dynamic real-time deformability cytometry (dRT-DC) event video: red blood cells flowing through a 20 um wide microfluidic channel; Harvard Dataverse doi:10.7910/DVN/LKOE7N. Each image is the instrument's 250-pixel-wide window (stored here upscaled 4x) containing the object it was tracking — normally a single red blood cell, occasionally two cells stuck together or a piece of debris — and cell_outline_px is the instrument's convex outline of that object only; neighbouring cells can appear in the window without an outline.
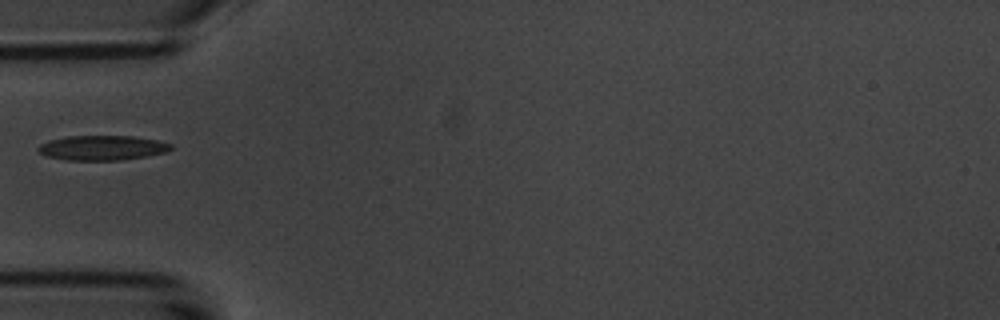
{"species": "common noctule bat (a hibernating species)", "species_latin": "Nyctalus noctula", "temperature_condition": "room temperature", "stored_images_in_passage": 5, "camera_frame_rate_fps": 3000, "um_per_image_px": 0.085, "animal": {"sex": "male", "body_mass_g": 20.1, "forearm_length_mm": 53.5}, "frame": {"image": 1, "passage_image": 5, "time_ms": 5.333, "image_size_px": [1000, 320], "cell_outline_px": [[172, 148], [168, 152], [120, 160], [68, 160], [44, 156], [36, 148], [40, 144], [48, 140], [68, 136], [132, 136], [156, 140], [172, 144]], "centroid_in_image_um": [8.66, 12.56], "position_along_channel_um": 76.3, "area_um2": 19.13}}